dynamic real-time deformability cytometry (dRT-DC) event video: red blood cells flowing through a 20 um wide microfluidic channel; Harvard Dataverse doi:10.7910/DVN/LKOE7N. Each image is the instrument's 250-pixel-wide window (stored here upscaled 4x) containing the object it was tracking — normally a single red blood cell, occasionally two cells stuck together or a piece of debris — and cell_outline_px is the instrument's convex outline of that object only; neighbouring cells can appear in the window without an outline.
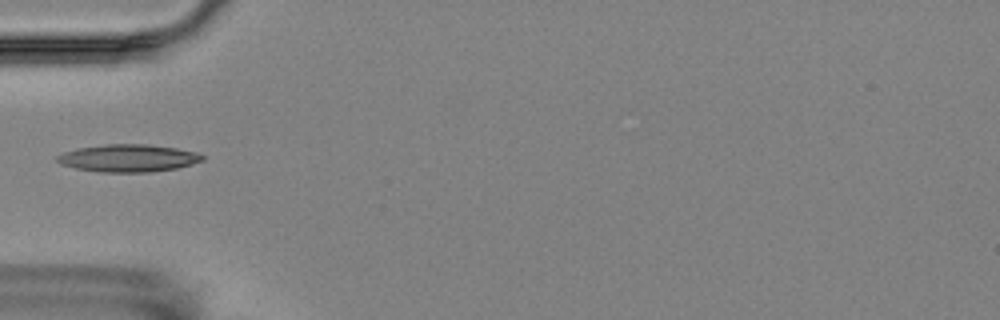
{"species": "Egyptian fruit bat (a non-hibernating species)", "species_latin": "Rousettus aegyptiacus", "temperature_condition": "room temperature", "stored_images_in_passage": 6, "camera_frame_rate_fps": 3000, "um_per_image_px": 0.085, "animal": {"sex": "female"}, "frame": {"image": 1, "passage_image": 6, "time_ms": 7.0, "image_size_px": [1000, 320], "cell_outline_px": [[204, 160], [192, 164], [176, 168], [152, 172], [100, 172], [76, 168], [60, 164], [56, 160], [56, 156], [64, 152], [76, 148], [104, 144], [148, 144], [176, 148], [196, 152], [204, 156]], "centroid_in_image_um": [10.89, 13.44], "position_along_channel_um": 74.1, "area_um2": 23.35}}